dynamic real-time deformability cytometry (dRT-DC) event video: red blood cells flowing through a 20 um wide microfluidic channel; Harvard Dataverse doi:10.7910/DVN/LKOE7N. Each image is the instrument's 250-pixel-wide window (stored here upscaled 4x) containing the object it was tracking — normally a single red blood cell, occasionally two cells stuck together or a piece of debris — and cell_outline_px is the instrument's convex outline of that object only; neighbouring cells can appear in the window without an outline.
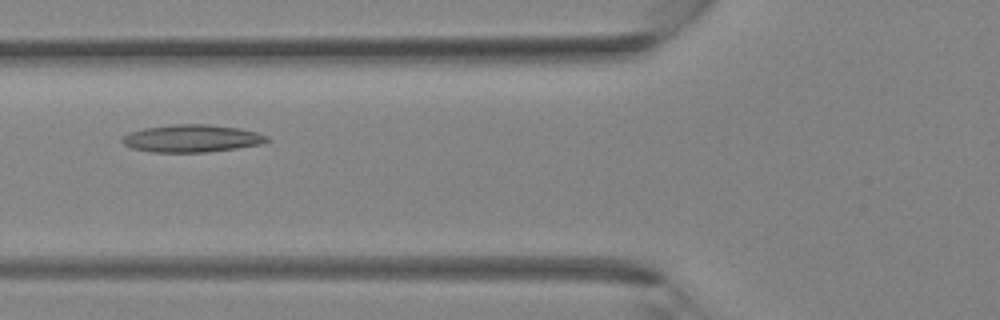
{"species": "Egyptian fruit bat (a non-hibernating species)", "species_latin": "Rousettus aegyptiacus", "temperature_condition": "room temperature", "stored_images_in_passage": 36, "camera_frame_rate_fps": 3000, "um_per_image_px": 0.085, "animal": {"sex": "female"}, "frame": {"image": 1, "passage_image": 14, "time_ms": 4.333, "image_size_px": [1000, 320], "cell_outline_px": [[272, 140], [264, 144], [208, 152], [152, 152], [132, 148], [124, 144], [120, 140], [128, 132], [144, 128], [176, 124], [208, 124], [240, 128], [256, 132], [268, 136]], "centroid_in_image_um": [16.34, 11.76], "position_along_channel_um": 109.5, "area_um2": 23.35}}
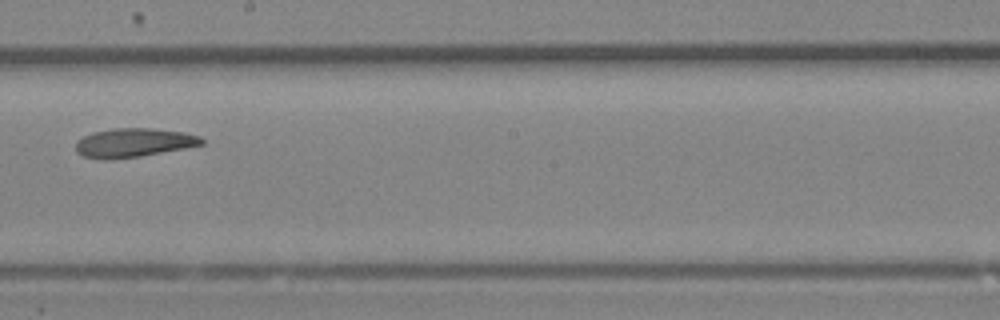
{"frame": {"image": 2, "passage_image": 21, "time_ms": 6.667, "image_size_px": [1000, 320], "cell_outline_px": [[204, 144], [184, 148], [140, 156], [108, 160], [84, 156], [76, 152], [76, 140], [92, 132], [112, 128], [152, 128], [184, 132], [200, 136], [204, 140]], "centroid_in_image_um": [11.35, 12.12], "position_along_channel_um": 236.9, "area_um2": 21.21}}
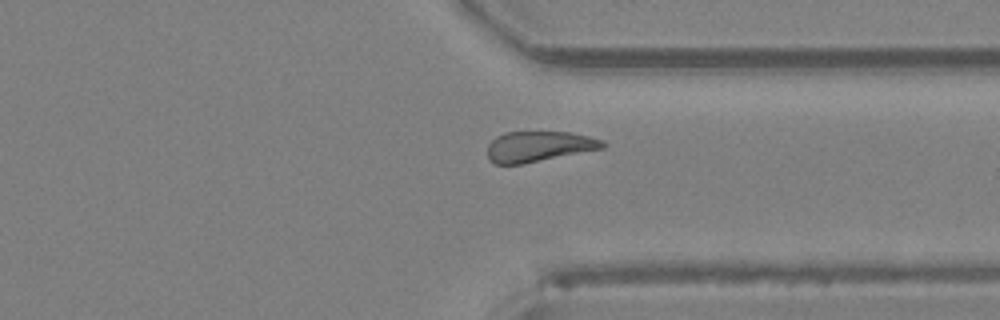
{"frame": {"image": 3, "passage_image": 28, "time_ms": 9.0, "image_size_px": [1000, 320], "cell_outline_px": [[608, 144], [604, 148], [524, 164], [496, 164], [488, 160], [488, 144], [496, 136], [504, 132], [568, 132], [588, 136], [604, 140]], "centroid_in_image_um": [45.81, 12.45], "position_along_channel_um": 365.6, "area_um2": 20.63}}